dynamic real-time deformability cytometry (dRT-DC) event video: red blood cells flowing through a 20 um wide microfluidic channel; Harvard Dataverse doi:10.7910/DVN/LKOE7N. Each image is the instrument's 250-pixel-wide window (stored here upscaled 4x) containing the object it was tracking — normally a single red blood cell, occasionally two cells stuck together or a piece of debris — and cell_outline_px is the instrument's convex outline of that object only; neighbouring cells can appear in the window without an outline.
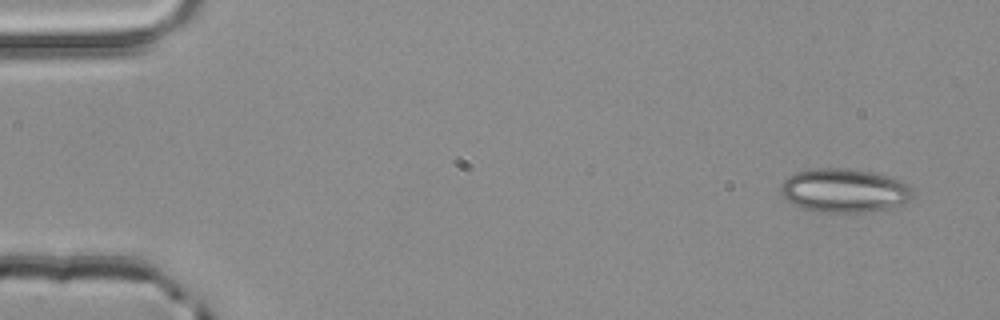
{"species": "common noctule bat (a hibernating species)", "species_latin": "Nyctalus noctula", "temperature_condition": "room temperature", "stored_images_in_passage": 3, "camera_frame_rate_fps": 3000, "um_per_image_px": 0.085, "animal": {"sex": "male", "body_mass_g": 20.4}, "frame": {"image": 1, "passage_image": 1, "time_ms": 0.0, "image_size_px": [1000, 320], "cell_outline_px": [[916, 196], [904, 204], [888, 208], [868, 212], [820, 212], [800, 208], [788, 200], [780, 192], [780, 184], [788, 176], [796, 172], [812, 168], [848, 168], [872, 172], [888, 176], [912, 184]], "centroid_in_image_um": [71.82, 16.19], "position_along_channel_um": 13.2, "area_um2": 34.28}}